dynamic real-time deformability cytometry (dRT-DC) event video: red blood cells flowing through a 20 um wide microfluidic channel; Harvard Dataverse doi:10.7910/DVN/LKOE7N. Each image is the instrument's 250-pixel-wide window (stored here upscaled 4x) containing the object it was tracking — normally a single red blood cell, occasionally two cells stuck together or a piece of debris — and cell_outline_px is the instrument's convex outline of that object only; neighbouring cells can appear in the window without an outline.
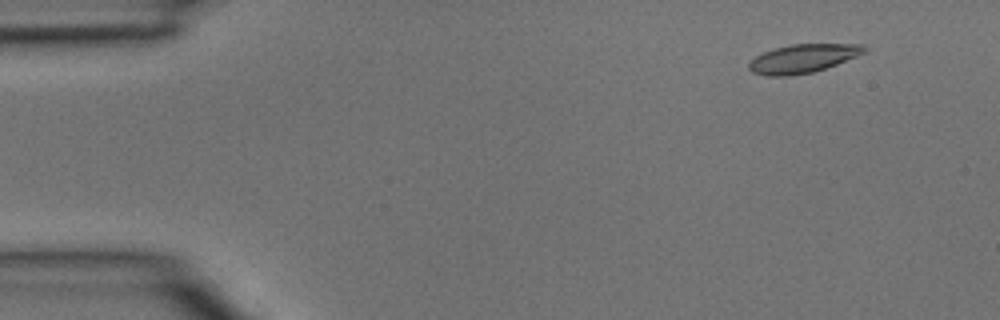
{"species": "common noctule bat (a hibernating species)", "species_latin": "Nyctalus noctula", "temperature_condition": "room temperature", "stored_images_in_passage": 2, "camera_frame_rate_fps": 3000, "um_per_image_px": 0.085, "animal": {"sex": "male", "body_mass_g": 15.6}, "frame": {"image": 1, "passage_image": 1, "time_ms": 0.0, "image_size_px": [1000, 320], "cell_outline_px": [[868, 52], [836, 64], [812, 72], [788, 76], [768, 76], [752, 72], [748, 68], [748, 64], [756, 56], [772, 48], [792, 44], [864, 44], [868, 48]], "centroid_in_image_um": [68.27, 4.96], "position_along_channel_um": 16.7, "area_um2": 19.25}}